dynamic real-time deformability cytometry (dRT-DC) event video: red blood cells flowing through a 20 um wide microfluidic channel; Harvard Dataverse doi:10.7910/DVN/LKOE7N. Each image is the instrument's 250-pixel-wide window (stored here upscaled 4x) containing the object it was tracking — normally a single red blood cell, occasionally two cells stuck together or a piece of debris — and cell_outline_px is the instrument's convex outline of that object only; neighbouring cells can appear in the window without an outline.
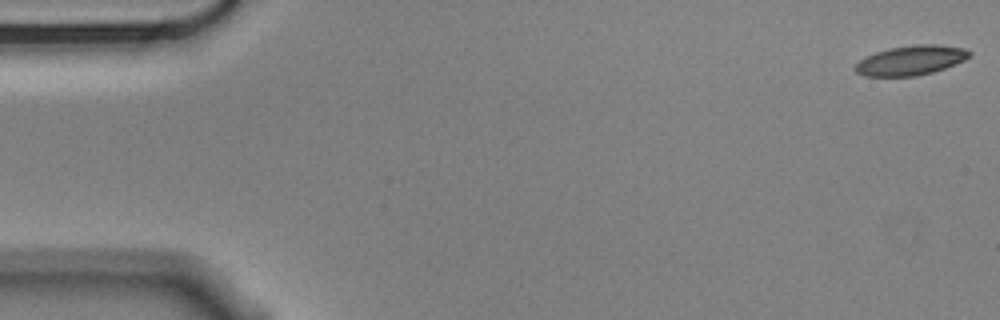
{"species": "Egyptian fruit bat (a non-hibernating species)", "species_latin": "Rousettus aegyptiacus", "temperature_condition": "cold", "stored_images_in_passage": 56, "camera_frame_rate_fps": 3000, "um_per_image_px": 0.085, "animal": {"sex": "male"}, "frame": {"image": 1, "passage_image": 1, "time_ms": 0.0, "image_size_px": [1000, 320], "cell_outline_px": [[972, 56], [956, 64], [932, 72], [916, 76], [864, 76], [856, 72], [856, 64], [860, 60], [876, 52], [888, 48], [916, 44], [932, 44], [964, 48], [972, 52]], "centroid_in_image_um": [77.46, 5.12], "position_along_channel_um": 7.5, "area_um2": 19.59}}
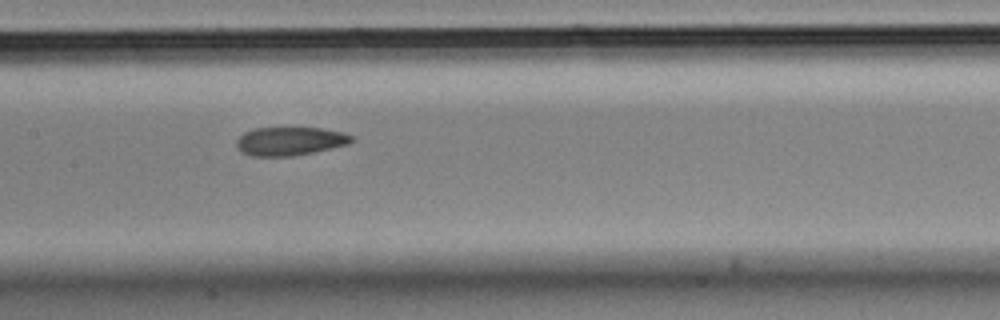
{"frame": {"image": 2, "passage_image": 27, "time_ms": 8.667, "image_size_px": [1000, 320], "cell_outline_px": [[352, 140], [348, 144], [312, 152], [292, 156], [252, 156], [240, 152], [236, 148], [236, 140], [244, 132], [252, 128], [320, 128], [344, 132], [352, 136]], "centroid_in_image_um": [24.58, 12.0], "position_along_channel_um": 182.8, "area_um2": 19.07}}
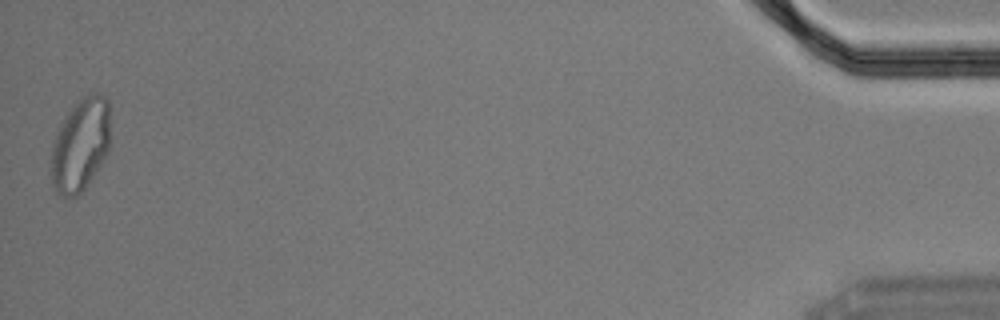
{"frame": {"image": 3, "passage_image": 56, "time_ms": 18.333, "image_size_px": [1000, 320], "cell_outline_px": [[108, 152], [104, 160], [84, 188], [76, 196], [60, 196], [56, 192], [52, 184], [52, 140], [64, 116], [80, 96], [92, 92], [96, 92], [104, 96], [108, 100]], "centroid_in_image_um": [6.81, 12.27], "position_along_channel_um": 428.4, "area_um2": 32.02}, "authors_computed_cell_mechanics": {"area_um2": 20.4034, "velocity_mm_per_s": 3.5237, "shape_relaxation_time_tau1_ms": null, "shape_relaxation_time_tau2_ms": 2.3798, "deformation_change_tau1": null, "deformation_change_tau2": 0.0693}}